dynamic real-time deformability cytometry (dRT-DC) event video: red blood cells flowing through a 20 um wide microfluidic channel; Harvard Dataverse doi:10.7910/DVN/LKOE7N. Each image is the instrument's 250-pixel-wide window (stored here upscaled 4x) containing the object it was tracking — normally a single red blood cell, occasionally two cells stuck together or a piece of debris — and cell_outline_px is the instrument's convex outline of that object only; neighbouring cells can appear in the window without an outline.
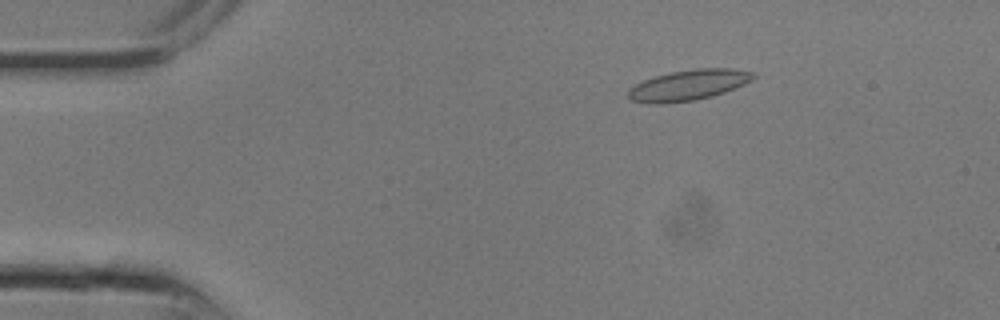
{"species": "common noctule bat (a hibernating species)", "species_latin": "Nyctalus noctula", "temperature_condition": "room temperature", "stored_images_in_passage": 6, "camera_frame_rate_fps": 3000, "um_per_image_px": 0.085, "animal": {"sex": "male", "body_mass_g": 13.3}, "frame": {"image": 1, "passage_image": 2, "time_ms": 0.333, "image_size_px": [1000, 320], "cell_outline_px": [[756, 76], [752, 80], [744, 84], [724, 92], [712, 96], [692, 100], [660, 104], [652, 104], [628, 100], [628, 88], [644, 80], [656, 76], [672, 72], [696, 68], [732, 68], [752, 72]], "centroid_in_image_um": [58.49, 7.23], "position_along_channel_um": 26.5, "area_um2": 22.2}}
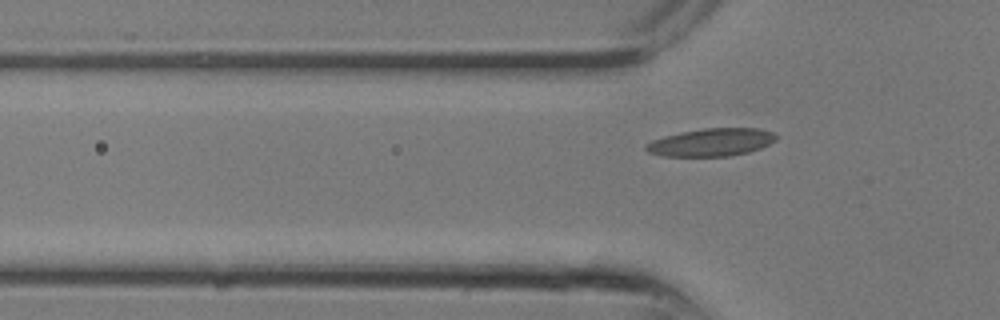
{"frame": {"image": 2, "passage_image": 6, "time_ms": 1.667, "image_size_px": [1000, 320], "cell_outline_px": [[776, 140], [760, 148], [748, 152], [728, 156], [664, 156], [648, 152], [644, 148], [652, 140], [664, 136], [704, 128], [756, 128], [772, 132], [776, 136]], "centroid_in_image_um": [60.46, 12.1], "position_along_channel_um": 65.3, "area_um2": 20.75}}